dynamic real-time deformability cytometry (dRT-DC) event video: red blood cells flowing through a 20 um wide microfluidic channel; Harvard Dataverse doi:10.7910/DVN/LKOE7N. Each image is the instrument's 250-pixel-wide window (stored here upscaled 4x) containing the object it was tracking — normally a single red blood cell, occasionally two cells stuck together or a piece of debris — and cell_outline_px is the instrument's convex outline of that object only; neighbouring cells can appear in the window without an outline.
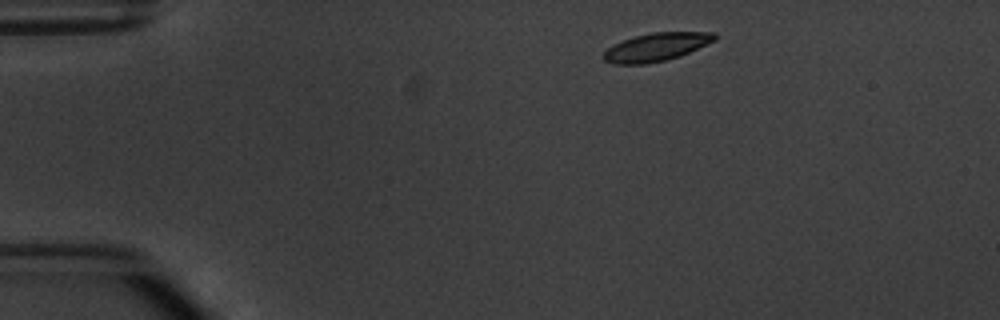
{"species": "common noctule bat (a hibernating species)", "species_latin": "Nyctalus noctula", "temperature_condition": "warm", "stored_images_in_passage": 4, "camera_frame_rate_fps": 3000, "um_per_image_px": 0.085, "animal": {"sex": "male", "body_mass_g": 20.1, "forearm_length_mm": 53.5}, "frame": {"image": 1, "passage_image": 1, "time_ms": 0.0, "image_size_px": [1000, 320], "cell_outline_px": [[716, 40], [680, 56], [664, 60], [644, 64], [616, 64], [604, 60], [600, 56], [612, 44], [636, 36], [652, 32], [716, 32]], "centroid_in_image_um": [55.77, 3.99], "position_along_channel_um": 29.2, "area_um2": 18.15}}